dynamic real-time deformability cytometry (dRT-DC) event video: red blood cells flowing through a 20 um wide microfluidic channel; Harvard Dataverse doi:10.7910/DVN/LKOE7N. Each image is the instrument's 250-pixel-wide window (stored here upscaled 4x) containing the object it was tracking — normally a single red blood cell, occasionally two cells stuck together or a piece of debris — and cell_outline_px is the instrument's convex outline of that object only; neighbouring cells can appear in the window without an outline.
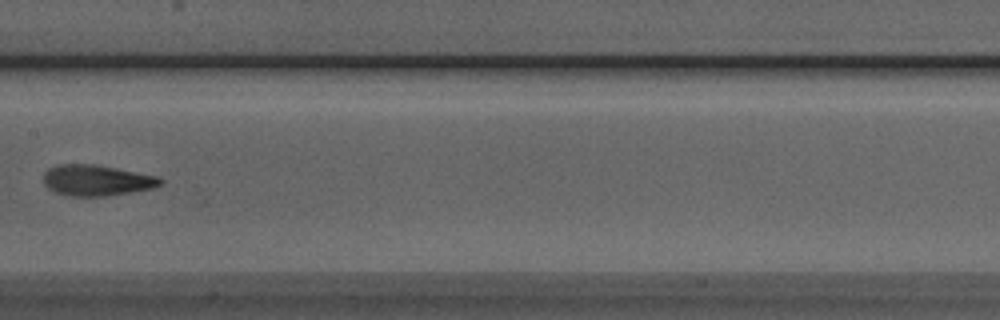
{"species": "Egyptian fruit bat (a non-hibernating species)", "species_latin": "Rousettus aegyptiacus", "temperature_condition": "room temperature", "stored_images_in_passage": 6, "camera_frame_rate_fps": 3000, "um_per_image_px": 0.085, "animal": {"sex": "male"}, "frame": {"image": 1, "passage_image": 6, "time_ms": 1.667, "image_size_px": [1000, 320], "cell_outline_px": [[164, 180], [160, 184], [152, 188], [104, 196], [72, 196], [56, 192], [48, 188], [44, 184], [44, 172], [48, 168], [60, 164], [96, 164], [160, 176]], "centroid_in_image_um": [8.22, 15.31], "position_along_channel_um": 199.2, "area_um2": 20.98}}